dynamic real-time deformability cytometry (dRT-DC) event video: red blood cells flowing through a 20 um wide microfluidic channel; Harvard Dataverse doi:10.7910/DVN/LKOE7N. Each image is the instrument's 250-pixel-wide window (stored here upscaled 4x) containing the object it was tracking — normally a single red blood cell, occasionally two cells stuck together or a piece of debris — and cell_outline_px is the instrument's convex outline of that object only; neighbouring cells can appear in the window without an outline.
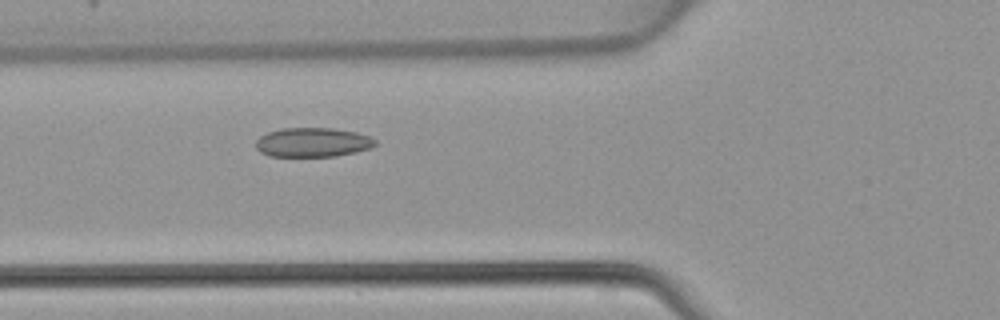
{"species": "common noctule bat (a hibernating species)", "species_latin": "Nyctalus noctula", "temperature_condition": "warm", "stored_images_in_passage": 43, "camera_frame_rate_fps": 3000, "um_per_image_px": 0.085, "animal": {"sex": "female", "body_mass_g": 22.7, "forearm_length_mm": 54.2}, "frame": {"image": 1, "passage_image": 14, "time_ms": 4.333, "image_size_px": [1000, 320], "cell_outline_px": [[376, 144], [372, 148], [356, 152], [336, 156], [268, 156], [260, 152], [256, 148], [256, 140], [260, 136], [268, 132], [284, 128], [332, 128], [356, 132], [368, 136], [376, 140]], "centroid_in_image_um": [26.58, 12.1], "position_along_channel_um": 99.2, "area_um2": 20.4}}
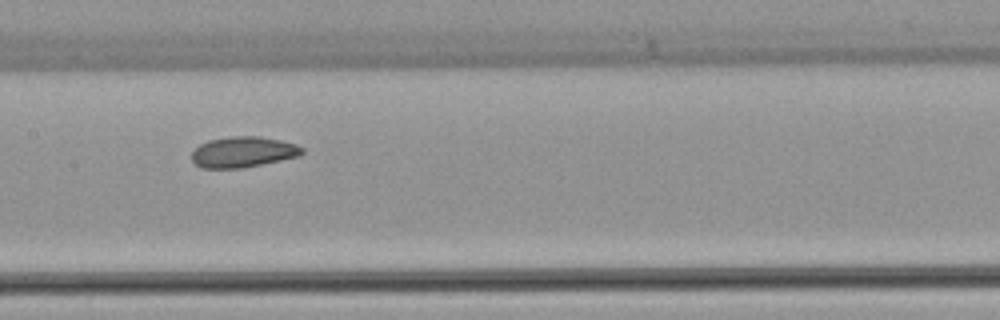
{"frame": {"image": 2, "passage_image": 20, "time_ms": 6.333, "image_size_px": [1000, 320], "cell_outline_px": [[304, 152], [300, 156], [244, 168], [200, 168], [192, 160], [192, 152], [200, 144], [208, 140], [232, 136], [260, 136], [280, 140], [296, 144], [304, 148]], "centroid_in_image_um": [20.68, 12.92], "position_along_channel_um": 186.7, "area_um2": 19.88}}
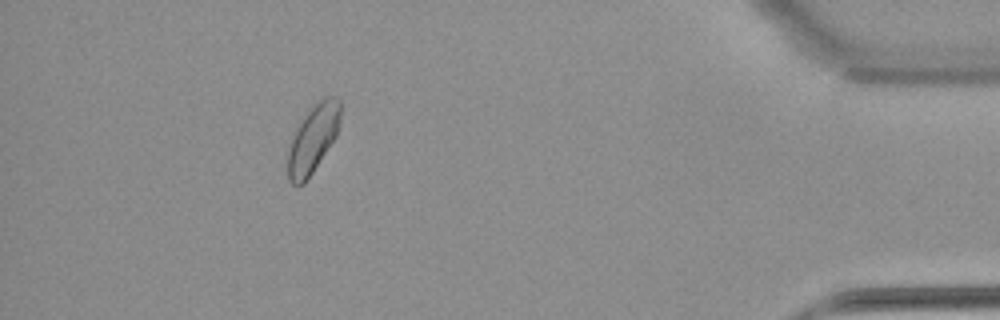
{"frame": {"image": 3, "passage_image": 39, "time_ms": 12.667, "image_size_px": [1000, 320], "cell_outline_px": [[340, 116], [336, 136], [304, 184], [292, 184], [288, 180], [288, 152], [292, 132], [308, 112], [324, 96], [332, 96], [340, 100]], "centroid_in_image_um": [26.58, 11.8], "position_along_channel_um": 408.6, "area_um2": 20.4}}